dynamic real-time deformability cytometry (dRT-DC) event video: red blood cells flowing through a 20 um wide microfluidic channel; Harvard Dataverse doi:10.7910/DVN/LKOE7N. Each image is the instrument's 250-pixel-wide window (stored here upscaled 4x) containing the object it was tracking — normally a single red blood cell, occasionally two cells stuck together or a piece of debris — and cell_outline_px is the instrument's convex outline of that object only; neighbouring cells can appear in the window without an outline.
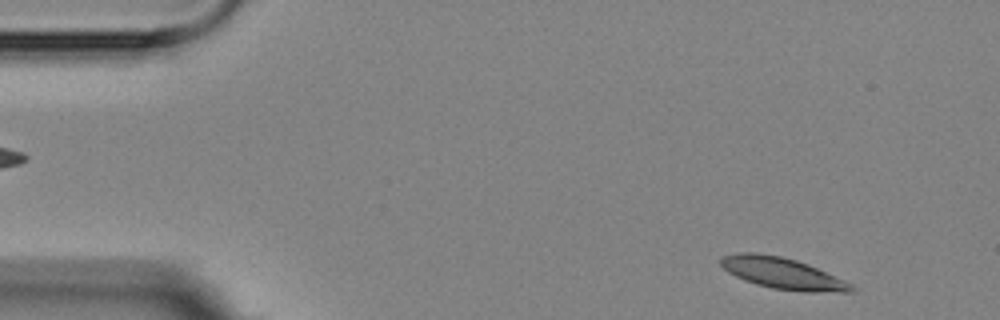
{"species": "Egyptian fruit bat (a non-hibernating species)", "species_latin": "Rousettus aegyptiacus", "temperature_condition": "room temperature", "stored_images_in_passage": 2, "camera_frame_rate_fps": 3000, "um_per_image_px": 0.085, "animal": {"sex": "female"}, "frame": {"image": 1, "passage_image": 2, "time_ms": 1.333, "image_size_px": [1000, 320], "cell_outline_px": [[856, 292], [804, 292], [772, 288], [756, 284], [744, 280], [728, 272], [720, 264], [720, 260], [724, 256], [740, 252], [756, 252], [780, 256], [796, 260], [808, 264], [844, 280], [852, 284], [856, 288]], "centroid_in_image_um": [66.54, 23.24], "position_along_channel_um": 18.5, "area_um2": 23.81}}